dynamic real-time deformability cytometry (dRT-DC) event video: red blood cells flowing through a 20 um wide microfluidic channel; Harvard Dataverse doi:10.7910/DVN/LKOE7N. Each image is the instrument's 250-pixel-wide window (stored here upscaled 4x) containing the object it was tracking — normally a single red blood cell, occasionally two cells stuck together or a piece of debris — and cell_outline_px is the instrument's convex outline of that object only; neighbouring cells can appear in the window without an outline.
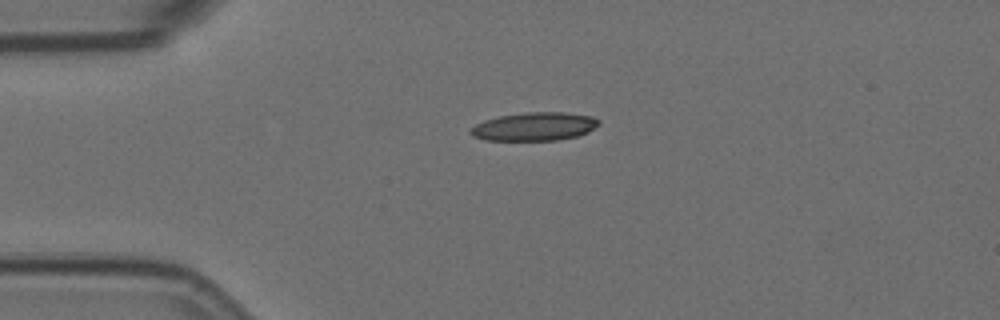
{"species": "Egyptian fruit bat (a non-hibernating species)", "species_latin": "Rousettus aegyptiacus", "temperature_condition": "room temperature", "stored_images_in_passage": 2, "camera_frame_rate_fps": 3000, "um_per_image_px": 0.085, "animal": {"sex": "female"}, "frame": {"image": 1, "passage_image": 1, "time_ms": 0.0, "image_size_px": [1000, 320], "cell_outline_px": [[600, 124], [588, 132], [580, 136], [556, 140], [484, 140], [472, 136], [468, 132], [476, 124], [484, 120], [500, 116], [528, 112], [564, 112], [592, 116], [600, 120]], "centroid_in_image_um": [45.45, 10.76], "position_along_channel_um": 39.6, "area_um2": 21.27}}